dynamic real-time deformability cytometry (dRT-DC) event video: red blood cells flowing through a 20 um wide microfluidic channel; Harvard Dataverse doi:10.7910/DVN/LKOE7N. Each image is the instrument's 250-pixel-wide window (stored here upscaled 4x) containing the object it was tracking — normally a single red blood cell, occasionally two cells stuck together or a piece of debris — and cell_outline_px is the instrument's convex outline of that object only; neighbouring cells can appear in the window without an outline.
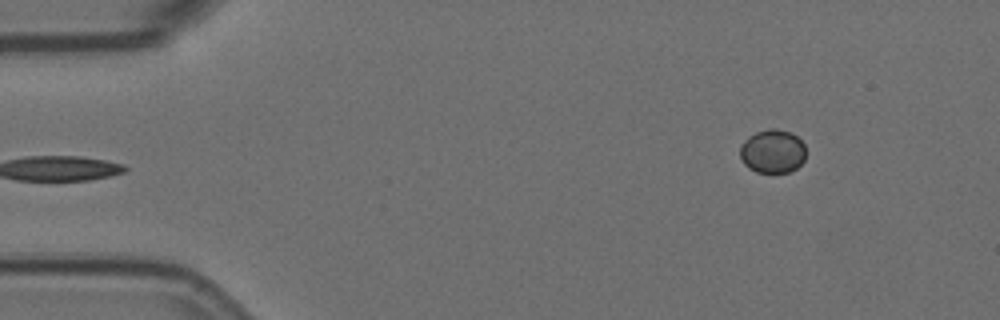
{"species": "Egyptian fruit bat (a non-hibernating species)", "species_latin": "Rousettus aegyptiacus", "temperature_condition": "room temperature", "stored_images_in_passage": 2, "camera_frame_rate_fps": 3000, "um_per_image_px": 0.085, "animal": {"sex": "female"}, "frame": {"image": 1, "passage_image": 2, "time_ms": 0.333, "image_size_px": [1000, 320], "cell_outline_px": [[804, 160], [796, 168], [788, 172], [756, 172], [748, 168], [744, 164], [740, 156], [740, 144], [748, 136], [756, 132], [768, 128], [776, 128], [792, 132], [804, 144]], "centroid_in_image_um": [65.64, 12.84], "position_along_channel_um": 19.4, "area_um2": 16.82}}